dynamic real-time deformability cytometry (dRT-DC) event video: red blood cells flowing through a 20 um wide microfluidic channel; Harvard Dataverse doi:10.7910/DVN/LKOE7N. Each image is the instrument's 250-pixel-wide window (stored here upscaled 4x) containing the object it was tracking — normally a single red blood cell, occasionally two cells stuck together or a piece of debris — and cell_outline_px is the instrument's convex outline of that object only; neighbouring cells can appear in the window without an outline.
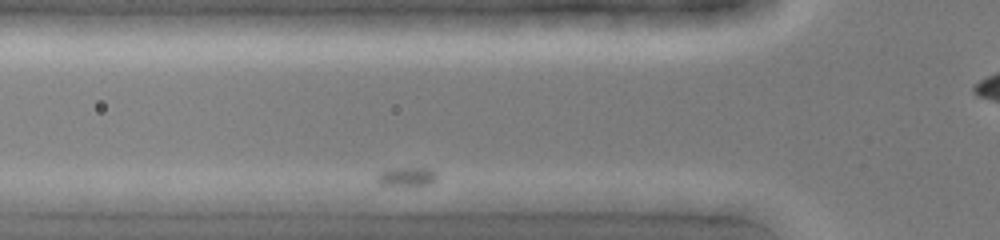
{"species": "common noctule bat (a hibernating species)", "species_latin": "Nyctalus noctula", "temperature_condition": "cold", "stored_images_in_passage": 4, "camera_frame_rate_fps": 3000, "um_per_image_px": 0.085, "animal": {"sex": "female", "body_mass_g": 19.0, "forearm_length_mm": 51.5}, "frame": {"image": 1, "passage_image": 4, "time_ms": 1.0, "image_size_px": [1000, 240], "cell_outline_px": [[604, 200], [592, 212], [556, 212], [492, 200], [524, 192], [604, 192]], "centroid_in_image_um": [47.37, 17.08], "position_along_channel_um": 78.4, "area_um2": 11.96}}